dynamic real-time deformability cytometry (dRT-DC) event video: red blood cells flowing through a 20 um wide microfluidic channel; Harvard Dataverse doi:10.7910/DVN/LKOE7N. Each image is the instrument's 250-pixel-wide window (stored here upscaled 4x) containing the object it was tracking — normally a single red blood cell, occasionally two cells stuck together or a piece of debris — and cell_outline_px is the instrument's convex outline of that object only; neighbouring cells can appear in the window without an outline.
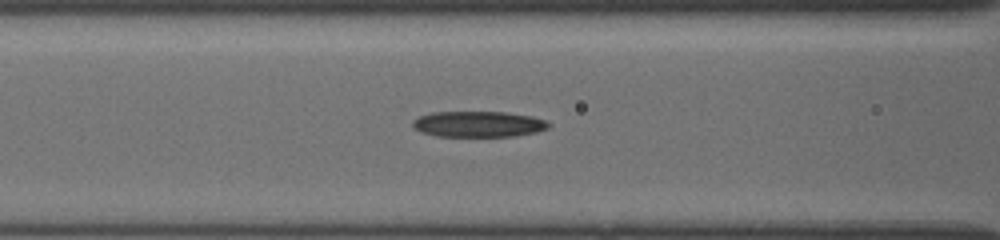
{"species": "common noctule bat (a hibernating species)", "species_latin": "Nyctalus noctula", "temperature_condition": "cold", "stored_images_in_passage": 39, "camera_frame_rate_fps": 3000, "um_per_image_px": 0.085, "animal": {"sex": "female", "body_mass_g": 19.5, "forearm_length_mm": 54.1}, "frame": {"image": 1, "passage_image": 28, "time_ms": 7.333, "image_size_px": [1000, 240], "cell_outline_px": [[552, 124], [548, 128], [536, 132], [516, 136], [436, 136], [420, 132], [412, 128], [412, 120], [420, 116], [432, 112], [508, 112], [532, 116], [544, 120]], "centroid_in_image_um": [40.65, 10.55], "position_along_channel_um": 126.0, "area_um2": 20.63}}
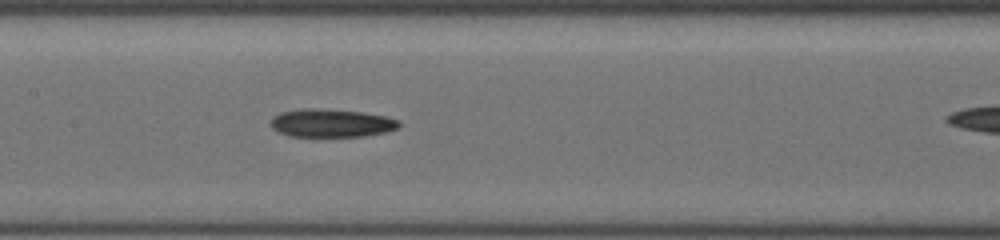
{"frame": {"image": 2, "passage_image": 38, "time_ms": 8.667, "image_size_px": [1000, 240], "cell_outline_px": [[400, 124], [396, 128], [388, 132], [364, 136], [288, 136], [276, 132], [268, 124], [280, 112], [304, 108], [316, 108], [360, 112], [384, 116], [400, 120]], "centroid_in_image_um": [28.13, 10.47], "position_along_channel_um": 179.3, "area_um2": 21.04}}